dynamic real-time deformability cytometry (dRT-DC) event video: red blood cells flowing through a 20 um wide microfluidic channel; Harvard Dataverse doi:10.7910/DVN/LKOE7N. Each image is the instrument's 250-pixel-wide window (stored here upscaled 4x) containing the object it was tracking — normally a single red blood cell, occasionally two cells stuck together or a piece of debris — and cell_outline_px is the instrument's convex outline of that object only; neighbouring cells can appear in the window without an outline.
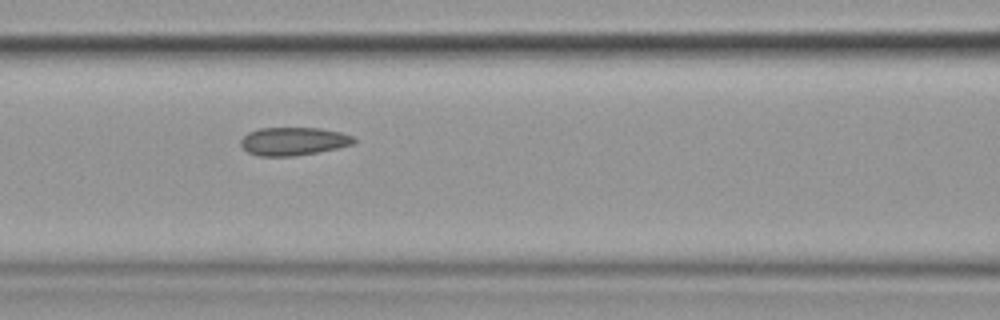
{"species": "common noctule bat (a hibernating species)", "species_latin": "Nyctalus noctula", "temperature_condition": "cold", "stored_images_in_passage": 15, "camera_frame_rate_fps": 3000, "um_per_image_px": 0.085, "animal": {"sex": "female", "body_mass_g": 19.9}, "frame": {"image": 1, "passage_image": 7, "time_ms": 7.667, "image_size_px": [1000, 320], "cell_outline_px": [[356, 140], [352, 144], [336, 148], [316, 152], [292, 156], [256, 156], [248, 152], [240, 144], [240, 140], [248, 132], [260, 128], [320, 128], [340, 132], [352, 136]], "centroid_in_image_um": [24.9, 12.0], "position_along_channel_um": 141.7, "area_um2": 18.38}}
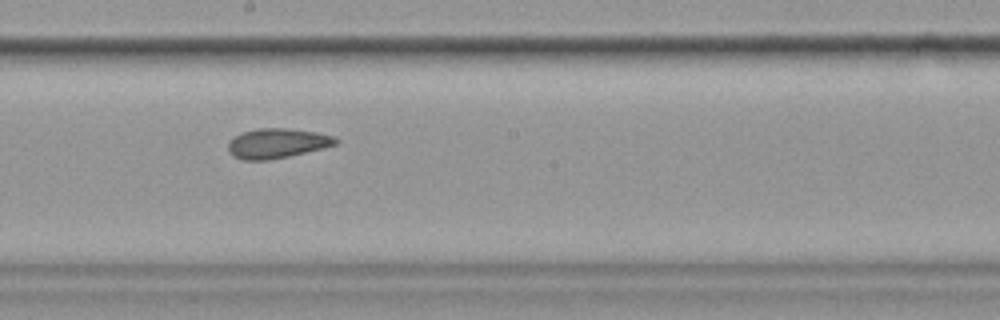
{"frame": {"image": 2, "passage_image": 9, "time_ms": 10.0, "image_size_px": [1000, 320], "cell_outline_px": [[340, 140], [336, 144], [324, 148], [288, 156], [268, 160], [244, 160], [236, 156], [228, 148], [228, 144], [240, 132], [256, 128], [288, 128], [316, 132], [332, 136]], "centroid_in_image_um": [23.59, 12.16], "position_along_channel_um": 224.6, "area_um2": 18.44}, "authors_computed_cell_mechanics": {"area_um2": 20.23, "velocity_mm_per_s": 3.5737, "shape_relaxation_time_tau1_ms": 9.5333, "shape_relaxation_time_tau2_ms": 2.91, "deformation_change_tau1": 0.1138, "deformation_change_tau2": 0.0481}}